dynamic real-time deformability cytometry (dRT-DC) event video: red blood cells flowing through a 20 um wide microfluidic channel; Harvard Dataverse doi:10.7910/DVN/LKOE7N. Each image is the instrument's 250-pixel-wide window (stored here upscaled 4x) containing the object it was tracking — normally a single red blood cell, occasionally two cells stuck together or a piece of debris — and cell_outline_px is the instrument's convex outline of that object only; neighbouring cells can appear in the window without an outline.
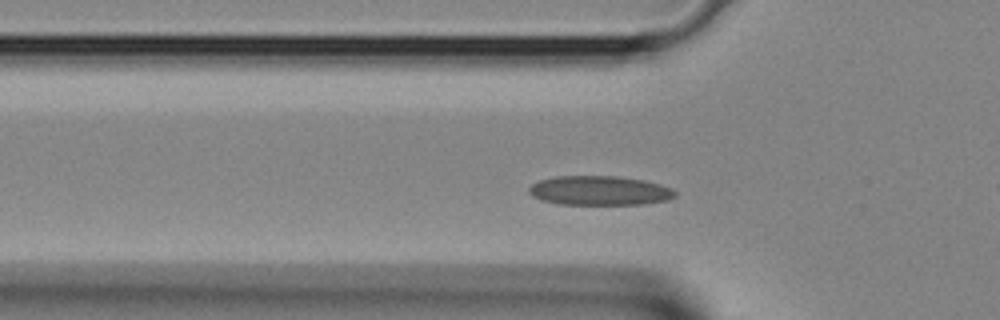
{"species": "Egyptian fruit bat (a non-hibernating species)", "species_latin": "Rousettus aegyptiacus", "temperature_condition": "room temperature", "stored_images_in_passage": 33, "camera_frame_rate_fps": 3000, "um_per_image_px": 0.085, "animal": {"sex": "female"}, "frame": {"image": 1, "passage_image": 6, "time_ms": 1.667, "image_size_px": [1000, 320], "cell_outline_px": [[676, 196], [668, 200], [644, 204], [560, 204], [540, 200], [532, 196], [528, 192], [528, 188], [532, 184], [540, 180], [556, 176], [620, 176], [644, 180], [660, 184], [672, 188], [676, 192]], "centroid_in_image_um": [50.97, 16.2], "position_along_channel_um": 74.8, "area_um2": 25.14}}
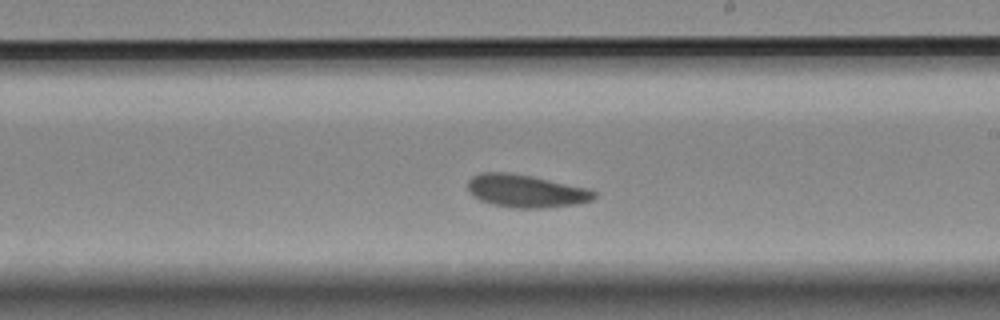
{"frame": {"image": 2, "passage_image": 16, "time_ms": 5.0, "image_size_px": [1000, 320], "cell_outline_px": [[596, 196], [592, 200], [576, 204], [544, 208], [512, 208], [492, 204], [480, 200], [472, 196], [468, 192], [468, 180], [472, 176], [480, 172], [508, 172], [588, 188], [596, 192]], "centroid_in_image_um": [44.66, 16.24], "position_along_channel_um": 244.3, "area_um2": 24.1}}
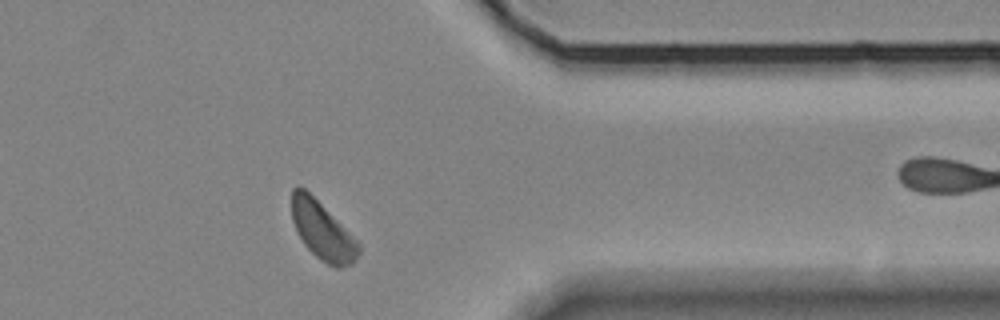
{"frame": {"image": 3, "passage_image": 25, "time_ms": 8.0, "image_size_px": [1000, 320], "cell_outline_px": [[360, 252], [352, 264], [344, 268], [336, 268], [320, 260], [304, 244], [292, 220], [292, 188], [296, 184], [300, 184], [360, 244]], "centroid_in_image_um": [27.39, 19.63], "position_along_channel_um": 384.0, "area_um2": 22.08}}